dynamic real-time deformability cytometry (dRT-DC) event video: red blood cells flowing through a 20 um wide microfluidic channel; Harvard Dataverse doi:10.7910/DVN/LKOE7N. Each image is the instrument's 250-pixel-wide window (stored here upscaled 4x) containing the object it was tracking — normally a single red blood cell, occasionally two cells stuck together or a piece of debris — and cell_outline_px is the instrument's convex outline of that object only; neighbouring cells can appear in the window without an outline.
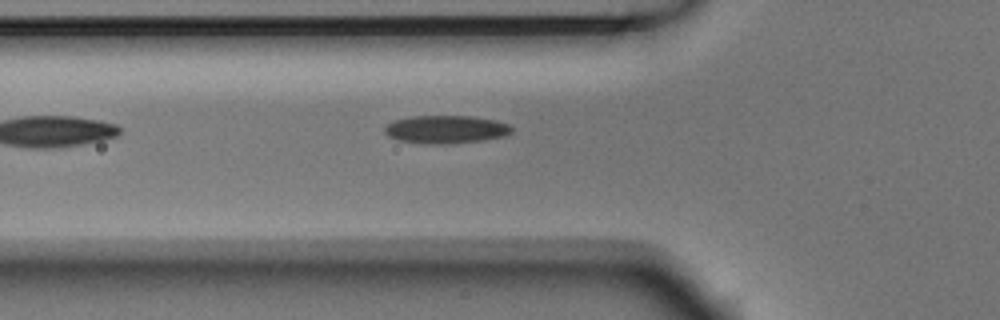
{"species": "Egyptian fruit bat (a non-hibernating species)", "species_latin": "Rousettus aegyptiacus", "temperature_condition": "room temperature", "stored_images_in_passage": 2, "camera_frame_rate_fps": 3000, "um_per_image_px": 0.085, "animal": {"sex": "male"}, "frame": {"image": 1, "passage_image": 2, "time_ms": 0.333, "image_size_px": [1000, 320], "cell_outline_px": [[512, 132], [504, 136], [480, 140], [440, 144], [428, 144], [396, 140], [388, 136], [384, 132], [384, 128], [392, 120], [412, 116], [472, 116], [496, 120], [508, 124], [512, 128]], "centroid_in_image_um": [37.86, 10.99], "position_along_channel_um": 87.9, "area_um2": 20.69}}